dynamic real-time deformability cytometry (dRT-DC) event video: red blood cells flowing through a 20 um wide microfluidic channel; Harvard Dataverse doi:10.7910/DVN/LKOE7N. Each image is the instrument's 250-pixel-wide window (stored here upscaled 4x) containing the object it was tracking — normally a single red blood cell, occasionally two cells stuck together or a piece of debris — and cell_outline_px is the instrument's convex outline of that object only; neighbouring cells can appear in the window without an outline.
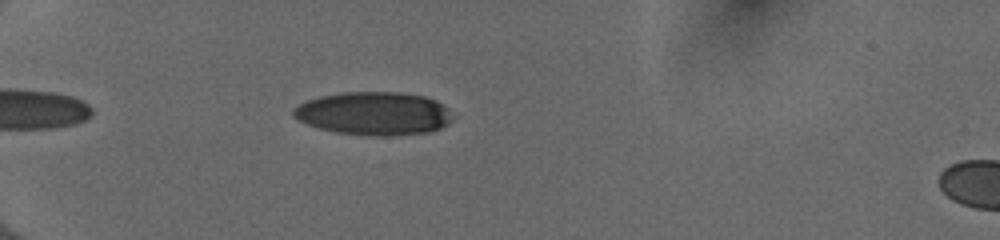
{"species": "human", "species_latin": "Homo sapiens", "temperature_condition": "cold", "stored_images_in_passage": 37, "camera_frame_rate_fps": 3000, "um_per_image_px": 0.085, "donor": {"sex": "female"}, "frame": {"image": 1, "passage_image": 5, "time_ms": 1.333, "image_size_px": [1000, 240], "cell_outline_px": [[452, 120], [448, 124], [440, 128], [428, 132], [388, 136], [372, 136], [336, 132], [320, 128], [308, 124], [292, 116], [292, 108], [308, 100], [320, 96], [344, 92], [400, 92], [424, 96], [436, 100], [444, 108]], "centroid_in_image_um": [31.74, 9.64], "position_along_channel_um": 53.3, "area_um2": 39.77}}
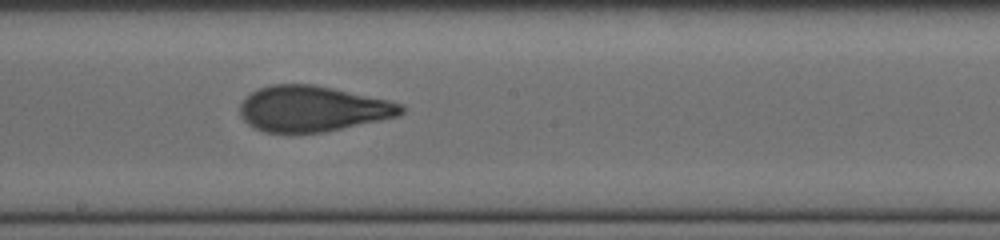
{"frame": {"image": 2, "passage_image": 20, "time_ms": 6.333, "image_size_px": [1000, 240], "cell_outline_px": [[404, 112], [396, 116], [340, 128], [320, 132], [264, 132], [248, 124], [240, 116], [240, 104], [252, 92], [260, 88], [272, 84], [312, 84], [332, 88], [388, 100], [404, 104]], "centroid_in_image_um": [26.54, 9.23], "position_along_channel_um": 221.7, "area_um2": 42.19}}
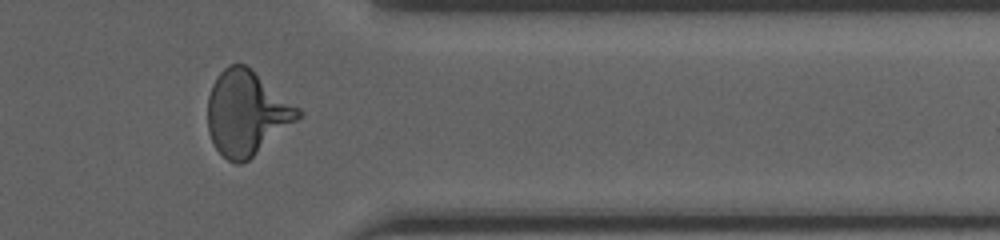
{"frame": {"image": 3, "passage_image": 33, "time_ms": 10.667, "image_size_px": [1000, 240], "cell_outline_px": [[304, 112], [296, 120], [248, 160], [240, 164], [236, 164], [228, 160], [216, 148], [208, 132], [208, 96], [212, 84], [216, 76], [228, 64], [244, 64], [252, 68], [300, 108]], "centroid_in_image_um": [20.95, 9.57], "position_along_channel_um": 390.5, "area_um2": 44.27}, "authors_computed_cell_mechanics": {"area_um2": 42.3096, "velocity_mm_per_s": 4.0167, "shape_relaxation_time_tau1_ms": 4.4398, "shape_relaxation_time_tau2_ms": 0.9549, "deformation_change_tau1": 0.1863, "deformation_change_tau2": 0.0667}}